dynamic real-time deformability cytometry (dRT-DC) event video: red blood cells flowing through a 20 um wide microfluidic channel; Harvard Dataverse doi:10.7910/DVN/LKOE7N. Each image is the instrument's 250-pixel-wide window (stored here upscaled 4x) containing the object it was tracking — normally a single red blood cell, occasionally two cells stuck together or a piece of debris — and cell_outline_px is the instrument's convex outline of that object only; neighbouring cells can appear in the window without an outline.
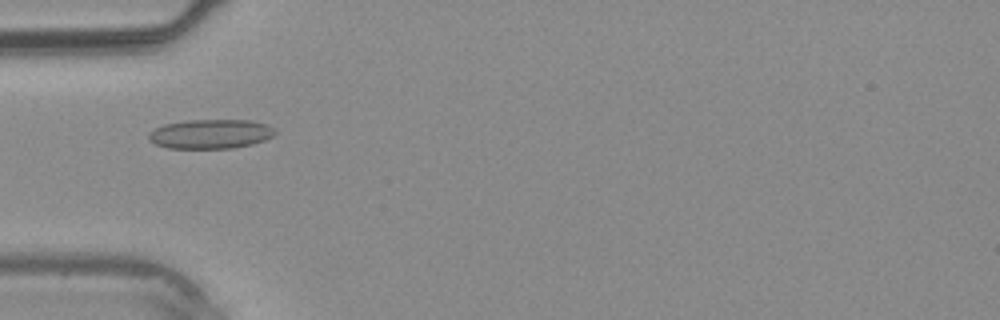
{"species": "common noctule bat (a hibernating species)", "species_latin": "Nyctalus noctula", "temperature_condition": "warm", "stored_images_in_passage": 29, "camera_frame_rate_fps": 3000, "um_per_image_px": 0.085, "animal": {"sex": "male", "body_mass_g": 20.4}, "frame": {"image": 1, "passage_image": 3, "time_ms": 0.667, "image_size_px": [1000, 320], "cell_outline_px": [[276, 132], [272, 136], [264, 140], [252, 144], [232, 148], [168, 148], [156, 144], [148, 140], [148, 132], [164, 124], [188, 120], [252, 120], [264, 124], [272, 128]], "centroid_in_image_um": [17.86, 11.38], "position_along_channel_um": 67.1, "area_um2": 21.5}}
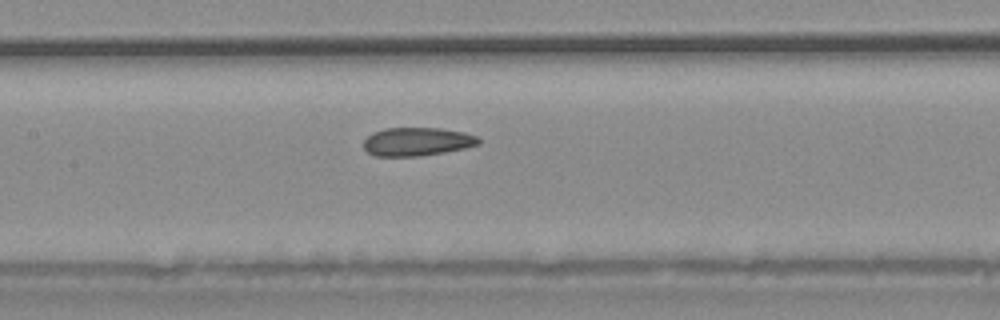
{"frame": {"image": 2, "passage_image": 9, "time_ms": 2.667, "image_size_px": [1000, 320], "cell_outline_px": [[480, 144], [464, 148], [444, 152], [420, 156], [376, 156], [368, 152], [364, 148], [364, 140], [372, 132], [384, 128], [440, 128], [464, 132], [476, 136], [480, 140]], "centroid_in_image_um": [35.44, 12.03], "position_along_channel_um": 172.0, "area_um2": 19.02}}
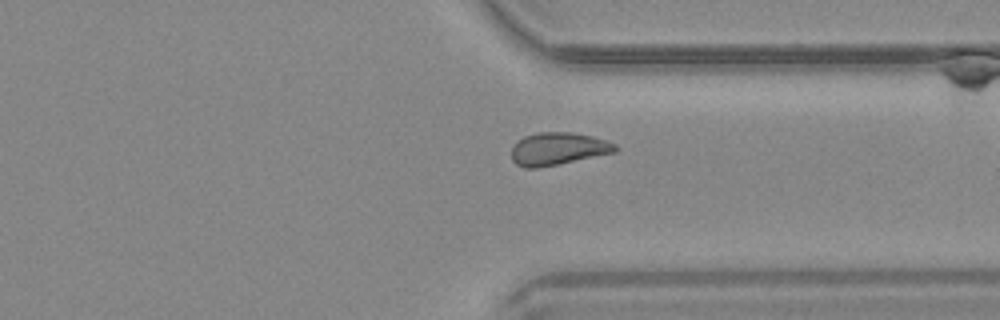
{"frame": {"image": 3, "passage_image": 20, "time_ms": 6.333, "image_size_px": [1000, 320], "cell_outline_px": [[620, 148], [616, 152], [536, 168], [524, 168], [516, 164], [512, 160], [512, 148], [524, 136], [536, 132], [572, 132], [592, 136], [616, 144]], "centroid_in_image_um": [47.44, 12.64], "position_along_channel_um": 364.0, "area_um2": 19.54}}